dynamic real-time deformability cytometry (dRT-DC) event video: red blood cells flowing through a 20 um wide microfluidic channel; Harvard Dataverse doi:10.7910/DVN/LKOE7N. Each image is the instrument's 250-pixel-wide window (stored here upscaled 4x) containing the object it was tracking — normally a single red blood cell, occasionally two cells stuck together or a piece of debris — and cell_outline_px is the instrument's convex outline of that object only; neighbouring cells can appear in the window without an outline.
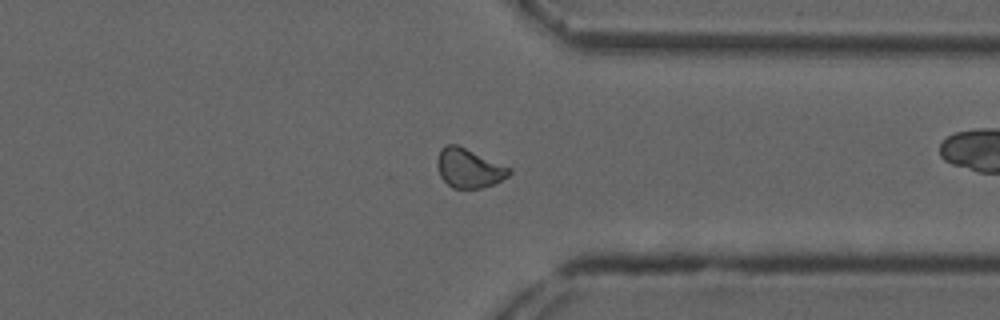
{"species": "common noctule bat (a hibernating species)", "species_latin": "Nyctalus noctula", "temperature_condition": "cold", "stored_images_in_passage": 35, "segment_of_instrument_passage": [2, 2], "camera_frame_rate_fps": 3000, "um_per_image_px": 0.085, "animal": {"sex": "male", "forearm_length_mm": 52.5}, "frame": {"image": 1, "passage_image": 21, "time_ms": 6.667, "image_size_px": [1000, 320], "cell_outline_px": [[512, 172], [508, 176], [492, 184], [480, 188], [452, 188], [440, 176], [436, 164], [436, 160], [440, 148], [444, 144], [456, 144], [512, 168]], "centroid_in_image_um": [39.83, 14.28], "position_along_channel_um": 371.6, "area_um2": 16.42}}